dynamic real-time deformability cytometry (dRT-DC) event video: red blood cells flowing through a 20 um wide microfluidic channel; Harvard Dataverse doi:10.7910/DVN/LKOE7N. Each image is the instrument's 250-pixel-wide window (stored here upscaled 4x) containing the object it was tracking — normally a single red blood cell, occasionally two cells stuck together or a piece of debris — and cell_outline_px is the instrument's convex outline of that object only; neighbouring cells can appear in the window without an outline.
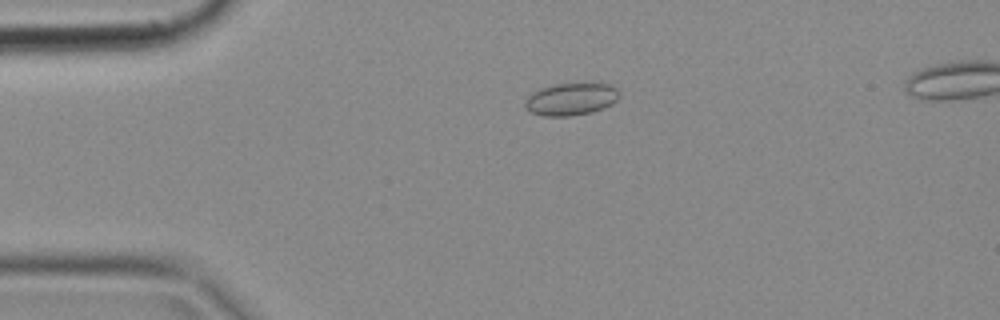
{"species": "common noctule bat (a hibernating species)", "species_latin": "Nyctalus noctula", "temperature_condition": "cold", "stored_images_in_passage": 50, "camera_frame_rate_fps": 3000, "um_per_image_px": 0.085, "animal": {"sex": "female", "body_mass_g": 18.4}, "frame": {"image": 1, "passage_image": 11, "time_ms": 3.333, "image_size_px": [1000, 320], "cell_outline_px": [[620, 96], [612, 104], [604, 108], [592, 112], [568, 116], [544, 116], [532, 112], [524, 108], [524, 100], [532, 92], [540, 88], [552, 84], [588, 80], [592, 80], [612, 84], [616, 88]], "centroid_in_image_um": [48.57, 8.36], "position_along_channel_um": 36.4, "area_um2": 18.73}}
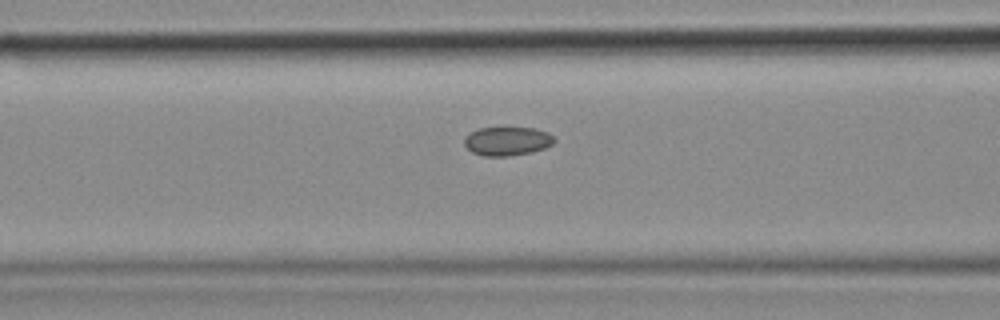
{"frame": {"image": 2, "passage_image": 20, "time_ms": 6.333, "image_size_px": [1000, 320], "cell_outline_px": [[556, 140], [552, 144], [544, 148], [532, 152], [508, 156], [484, 156], [472, 152], [464, 144], [464, 136], [480, 128], [536, 128], [548, 132]], "centroid_in_image_um": [43.12, 12.0], "position_along_channel_um": 123.5, "area_um2": 15.03}}
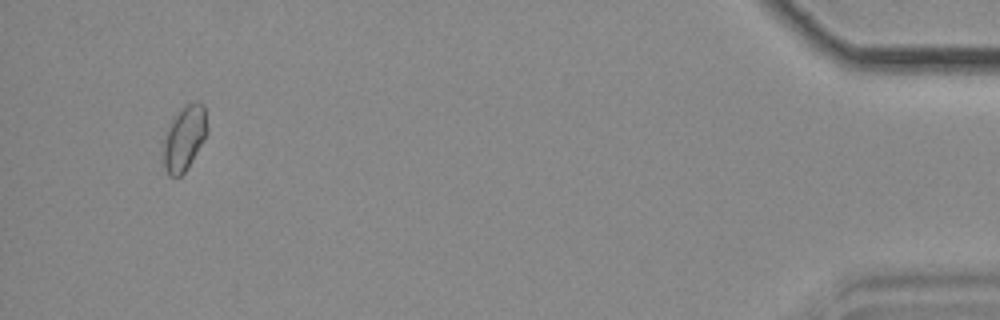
{"frame": {"image": 3, "passage_image": 48, "time_ms": 15.667, "image_size_px": [1000, 320], "cell_outline_px": [[208, 132], [204, 140], [192, 160], [184, 172], [180, 176], [168, 176], [164, 164], [160, 144], [160, 140], [172, 120], [180, 108], [196, 100], [204, 104], [208, 128]], "centroid_in_image_um": [15.63, 11.72], "position_along_channel_um": 419.6, "area_um2": 17.05}}